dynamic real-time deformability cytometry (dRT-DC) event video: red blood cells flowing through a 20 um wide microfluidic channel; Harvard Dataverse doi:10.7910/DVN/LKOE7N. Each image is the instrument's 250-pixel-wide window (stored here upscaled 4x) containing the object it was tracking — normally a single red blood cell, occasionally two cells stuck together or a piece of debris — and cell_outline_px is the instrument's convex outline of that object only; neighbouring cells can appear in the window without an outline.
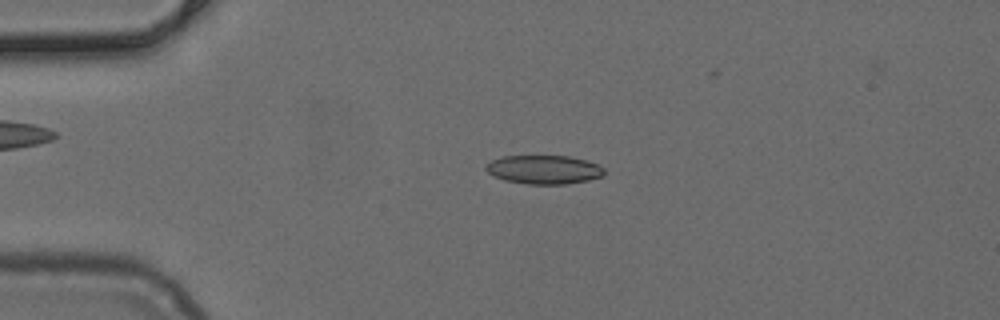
{"species": "common noctule bat (a hibernating species)", "species_latin": "Nyctalus noctula", "temperature_condition": "cold", "stored_images_in_passage": 34, "camera_frame_rate_fps": 3000, "um_per_image_px": 0.085, "animal": {"sex": "female", "body_mass_g": 24.6, "forearm_length_mm": 56.2}, "frame": {"image": 1, "passage_image": 2, "time_ms": 0.333, "image_size_px": [1000, 320], "cell_outline_px": [[604, 176], [588, 180], [568, 184], [528, 184], [504, 180], [492, 176], [484, 168], [492, 160], [504, 156], [568, 156], [588, 160], [604, 168]], "centroid_in_image_um": [46.25, 14.42], "position_along_channel_um": 38.8, "area_um2": 19.88}}
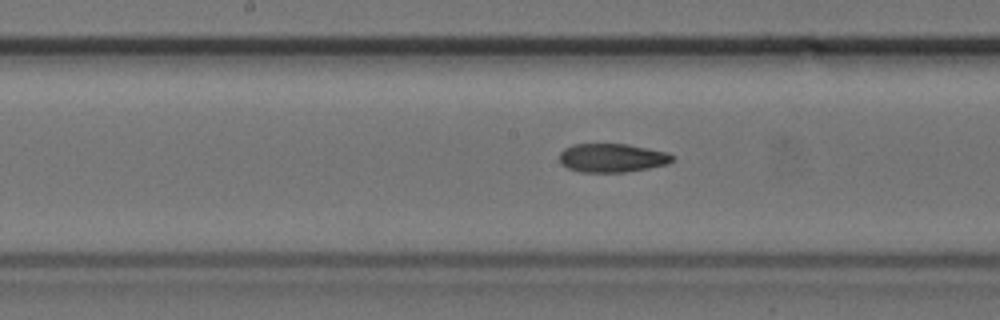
{"frame": {"image": 2, "passage_image": 16, "time_ms": 5.0, "image_size_px": [1000, 320], "cell_outline_px": [[676, 156], [668, 164], [648, 168], [624, 172], [580, 172], [568, 168], [560, 164], [560, 152], [564, 148], [572, 144], [628, 144], [668, 152]], "centroid_in_image_um": [52.03, 13.41], "position_along_channel_um": 196.2, "area_um2": 19.02}}
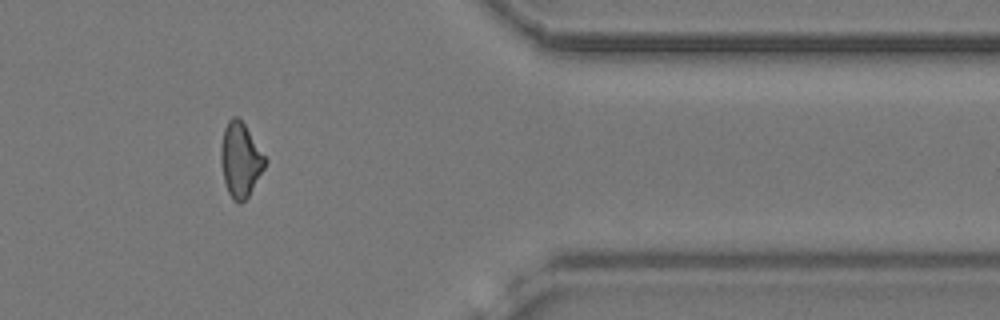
{"frame": {"image": 3, "passage_image": 32, "time_ms": 10.333, "image_size_px": [1000, 320], "cell_outline_px": [[268, 160], [264, 168], [248, 196], [240, 204], [236, 204], [232, 200], [228, 192], [224, 180], [220, 160], [220, 148], [224, 128], [228, 120], [232, 116], [236, 116], [244, 124]], "centroid_in_image_um": [20.42, 13.6], "position_along_channel_um": 391.0, "area_um2": 19.13}}